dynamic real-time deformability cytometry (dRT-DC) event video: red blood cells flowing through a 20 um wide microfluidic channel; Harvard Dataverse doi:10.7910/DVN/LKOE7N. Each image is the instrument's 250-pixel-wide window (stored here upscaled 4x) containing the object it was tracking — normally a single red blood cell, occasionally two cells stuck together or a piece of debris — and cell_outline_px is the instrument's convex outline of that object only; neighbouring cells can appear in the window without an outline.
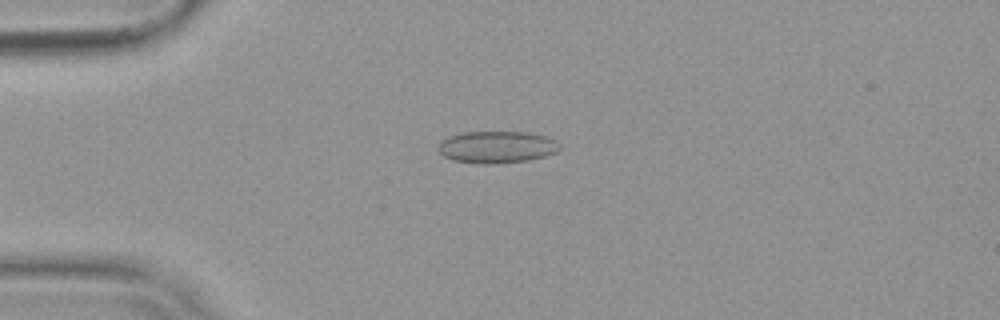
{"species": "common noctule bat (a hibernating species)", "species_latin": "Nyctalus noctula", "temperature_condition": "warm", "stored_images_in_passage": 54, "camera_frame_rate_fps": 3000, "um_per_image_px": 0.085, "animal": {"sex": "female", "body_mass_g": 19.9}, "frame": {"image": 1, "passage_image": 14, "time_ms": 4.333, "image_size_px": [1000, 320], "cell_outline_px": [[560, 148], [556, 152], [544, 156], [528, 160], [492, 164], [476, 164], [452, 160], [444, 156], [440, 152], [440, 140], [448, 136], [464, 132], [528, 132], [548, 136], [556, 140], [560, 144]], "centroid_in_image_um": [42.24, 12.5], "position_along_channel_um": 42.8, "area_um2": 22.77}}
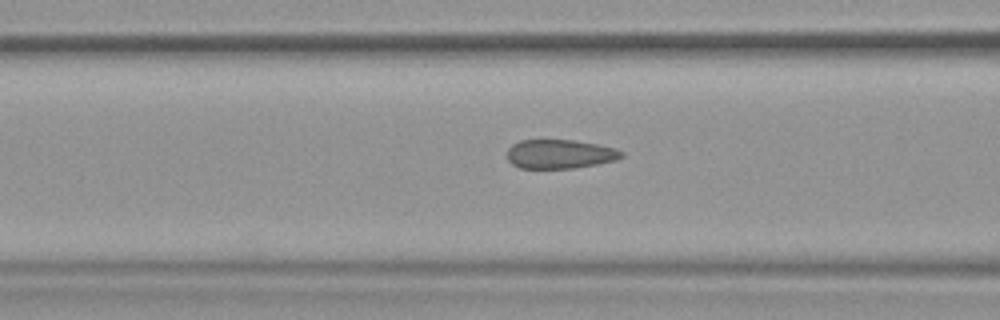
{"frame": {"image": 2, "passage_image": 22, "time_ms": 7.0, "image_size_px": [1000, 320], "cell_outline_px": [[624, 156], [616, 160], [596, 164], [572, 168], [520, 168], [512, 164], [508, 160], [508, 148], [512, 144], [520, 140], [572, 140], [596, 144], [616, 148], [624, 152]], "centroid_in_image_um": [47.59, 13.09], "position_along_channel_um": 119.0, "area_um2": 19.31}}
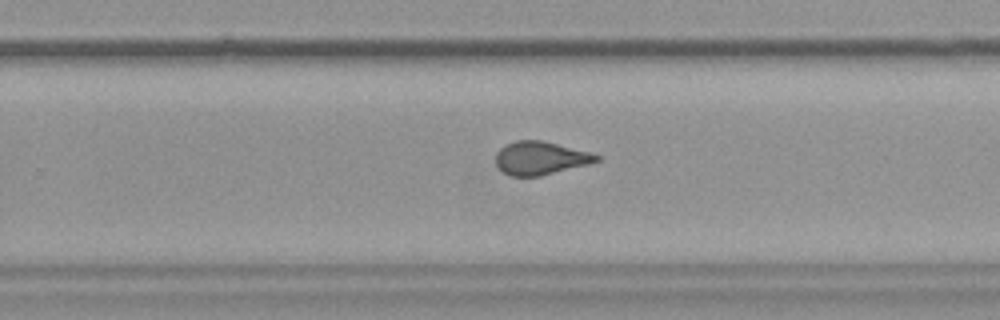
{"frame": {"image": 3, "passage_image": 35, "time_ms": 11.333, "image_size_px": [1000, 320], "cell_outline_px": [[600, 160], [588, 164], [540, 176], [512, 176], [504, 172], [496, 164], [496, 152], [500, 148], [516, 140], [540, 140], [592, 152], [600, 156]], "centroid_in_image_um": [45.95, 13.43], "position_along_channel_um": 283.9, "area_um2": 19.36}, "authors_computed_cell_mechanics": {"area_um2": 20.3456, "velocity_mm_per_s": 3.8151, "shape_relaxation_time_tau1_ms": null, "shape_relaxation_time_tau2_ms": 0.6713, "deformation_change_tau1": null, "deformation_change_tau2": 0.059}}